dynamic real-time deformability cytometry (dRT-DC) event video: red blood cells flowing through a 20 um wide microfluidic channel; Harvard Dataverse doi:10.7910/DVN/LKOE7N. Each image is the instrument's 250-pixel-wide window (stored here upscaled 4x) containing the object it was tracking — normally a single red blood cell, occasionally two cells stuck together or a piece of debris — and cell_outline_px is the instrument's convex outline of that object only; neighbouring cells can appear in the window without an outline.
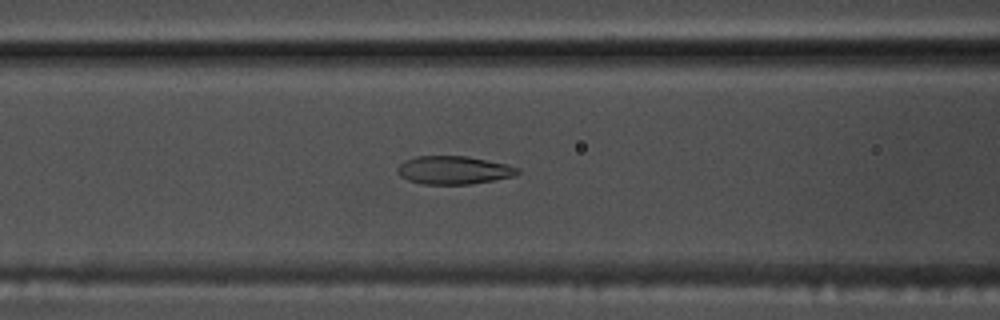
{"species": "common noctule bat (a hibernating species)", "species_latin": "Nyctalus noctula", "temperature_condition": "warm", "stored_images_in_passage": 55, "camera_frame_rate_fps": 3000, "um_per_image_px": 0.085, "animal": {"sex": "male", "body_mass_g": 17.5, "forearm_length_mm": 52.3}, "frame": {"image": 1, "passage_image": 23, "time_ms": 7.333, "image_size_px": [1000, 320], "cell_outline_px": [[520, 172], [516, 176], [472, 184], [420, 184], [408, 180], [400, 176], [396, 172], [396, 168], [404, 160], [416, 156], [468, 156], [508, 164], [520, 168]], "centroid_in_image_um": [38.58, 14.46], "position_along_channel_um": 128.0, "area_um2": 20.06}}
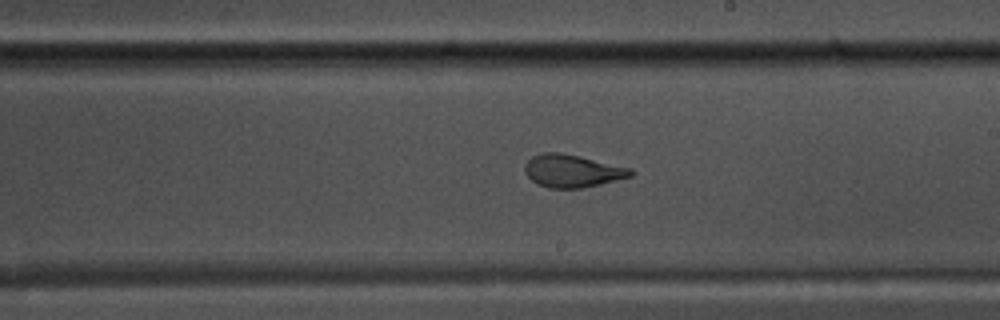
{"frame": {"image": 2, "passage_image": 32, "time_ms": 10.333, "image_size_px": [1000, 320], "cell_outline_px": [[636, 172], [632, 176], [600, 184], [580, 188], [548, 188], [536, 184], [524, 172], [524, 164], [532, 156], [544, 152], [560, 152], [580, 156], [632, 168]], "centroid_in_image_um": [48.64, 14.52], "position_along_channel_um": 240.4, "area_um2": 20.35}}
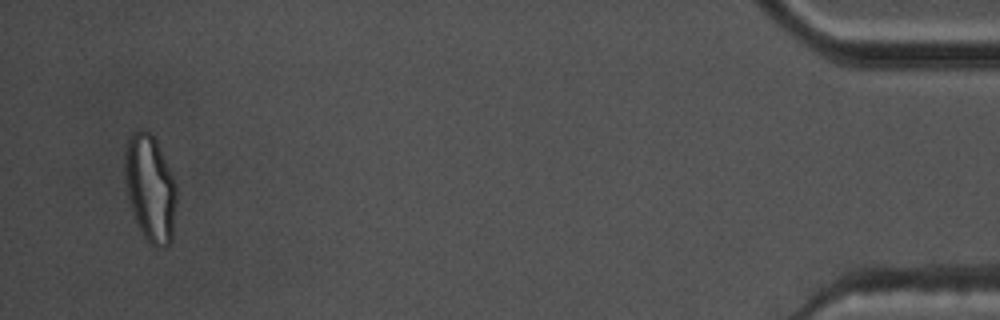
{"frame": {"image": 3, "passage_image": 53, "time_ms": 17.333, "image_size_px": [1000, 320], "cell_outline_px": [[176, 204], [172, 240], [164, 248], [156, 248], [148, 244], [136, 220], [128, 196], [124, 180], [124, 152], [128, 140], [140, 128], [144, 128], [156, 140], [176, 184]], "centroid_in_image_um": [12.77, 16.03], "position_along_channel_um": 422.4, "area_um2": 32.08}, "authors_computed_cell_mechanics": {"area_um2": 22.5998, "velocity_mm_per_s": 3.7605, "shape_relaxation_time_tau1_ms": 8.1171, "shape_relaxation_time_tau2_ms": 1.0682, "deformation_change_tau1": 0.2442, "deformation_change_tau2": 0.0747}}